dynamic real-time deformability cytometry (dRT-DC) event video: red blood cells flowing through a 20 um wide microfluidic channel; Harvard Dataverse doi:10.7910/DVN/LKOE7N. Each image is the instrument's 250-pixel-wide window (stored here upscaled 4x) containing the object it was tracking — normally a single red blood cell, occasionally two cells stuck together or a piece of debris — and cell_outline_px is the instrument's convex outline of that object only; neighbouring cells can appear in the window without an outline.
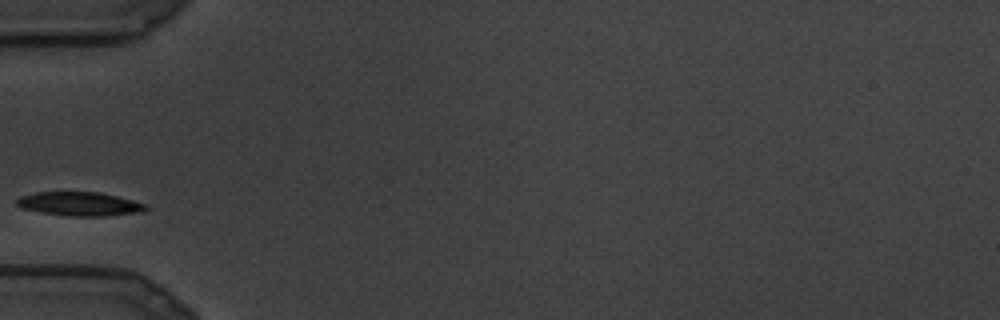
{"species": "common noctule bat (a hibernating species)", "species_latin": "Nyctalus noctula", "temperature_condition": "cold", "stored_images_in_passage": 10, "camera_frame_rate_fps": 3000, "um_per_image_px": 0.085, "animal": {"sex": "male", "body_mass_g": 19.5, "forearm_length_mm": 54.6}, "frame": {"image": 1, "passage_image": 1, "time_ms": 0.0, "image_size_px": [1000, 320], "cell_outline_px": [[148, 208], [144, 212], [108, 216], [68, 216], [40, 212], [20, 208], [16, 204], [16, 200], [20, 196], [36, 192], [100, 192], [148, 204]], "centroid_in_image_um": [6.79, 17.34], "position_along_channel_um": 78.2, "area_um2": 18.15}}
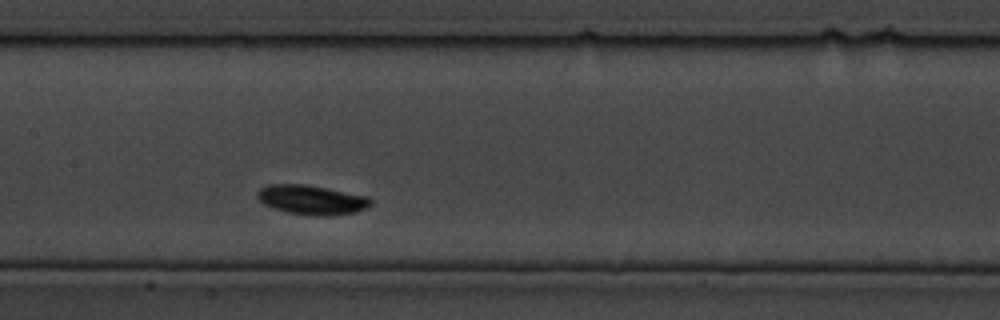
{"frame": {"image": 2, "passage_image": 6, "time_ms": 1.667, "image_size_px": [1000, 320], "cell_outline_px": [[372, 204], [368, 208], [356, 212], [328, 216], [316, 216], [288, 212], [272, 208], [264, 204], [256, 196], [256, 192], [260, 188], [268, 184], [304, 184], [368, 196], [372, 200]], "centroid_in_image_um": [26.5, 16.99], "position_along_channel_um": 180.9, "area_um2": 19.54}}
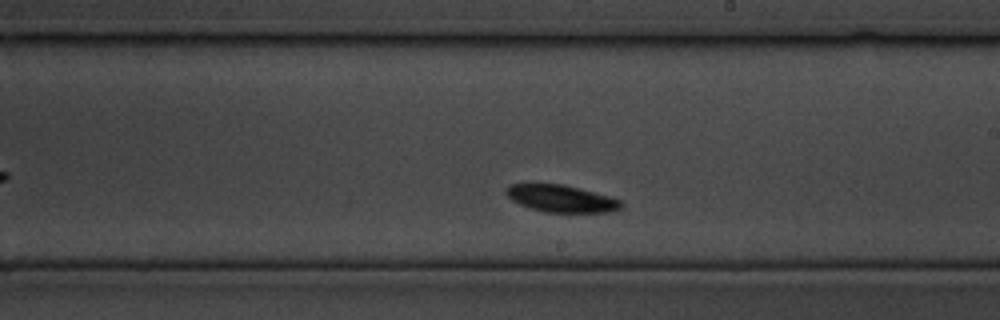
{"frame": {"image": 3, "passage_image": 9, "time_ms": 2.667, "image_size_px": [1000, 320], "cell_outline_px": [[624, 208], [612, 212], [544, 212], [520, 204], [512, 200], [504, 192], [512, 184], [564, 184], [608, 196], [620, 200], [624, 204]], "centroid_in_image_um": [47.76, 16.89], "position_along_channel_um": 241.2, "area_um2": 18.03}}